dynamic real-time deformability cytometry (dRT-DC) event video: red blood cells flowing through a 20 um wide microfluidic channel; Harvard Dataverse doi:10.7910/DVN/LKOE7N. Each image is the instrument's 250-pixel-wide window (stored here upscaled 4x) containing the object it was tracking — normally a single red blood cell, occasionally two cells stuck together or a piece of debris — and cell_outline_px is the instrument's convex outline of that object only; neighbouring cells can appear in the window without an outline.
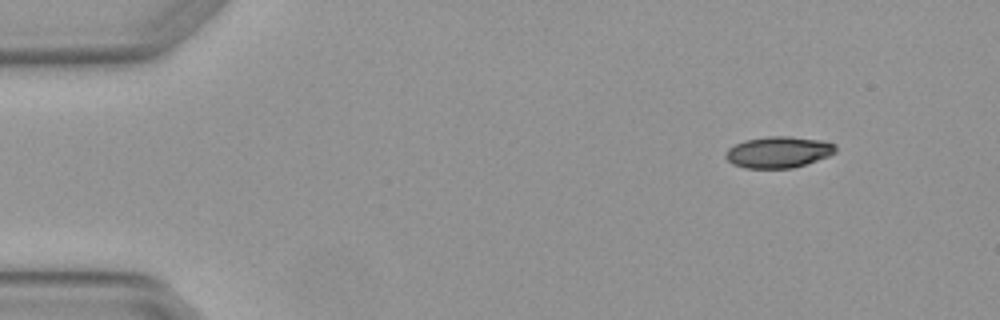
{"species": "Egyptian fruit bat (a non-hibernating species)", "species_latin": "Rousettus aegyptiacus", "temperature_condition": "warm", "stored_images_in_passage": 3, "camera_frame_rate_fps": 3000, "um_per_image_px": 0.085, "animal": {"sex": "female"}, "frame": {"image": 1, "passage_image": 1, "time_ms": 0.0, "image_size_px": [1000, 320], "cell_outline_px": [[836, 152], [828, 156], [792, 168], [744, 168], [732, 164], [724, 156], [724, 152], [728, 148], [744, 140], [768, 136], [788, 136], [820, 140], [836, 144]], "centroid_in_image_um": [66.13, 12.93], "position_along_channel_um": 18.9, "area_um2": 20.06}}
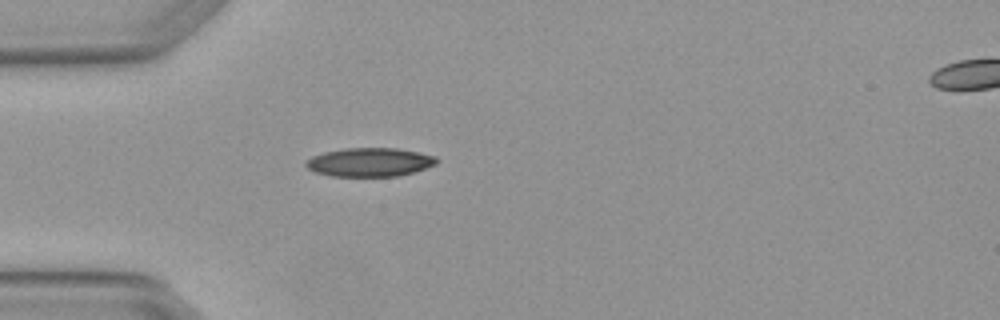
{"frame": {"image": 2, "passage_image": 3, "time_ms": 0.667, "image_size_px": [1000, 320], "cell_outline_px": [[440, 160], [436, 164], [400, 176], [332, 176], [316, 172], [308, 168], [304, 164], [304, 160], [312, 156], [324, 152], [348, 148], [396, 148], [420, 152], [436, 156]], "centroid_in_image_um": [31.43, 13.78], "position_along_channel_um": 53.6, "area_um2": 21.91}}